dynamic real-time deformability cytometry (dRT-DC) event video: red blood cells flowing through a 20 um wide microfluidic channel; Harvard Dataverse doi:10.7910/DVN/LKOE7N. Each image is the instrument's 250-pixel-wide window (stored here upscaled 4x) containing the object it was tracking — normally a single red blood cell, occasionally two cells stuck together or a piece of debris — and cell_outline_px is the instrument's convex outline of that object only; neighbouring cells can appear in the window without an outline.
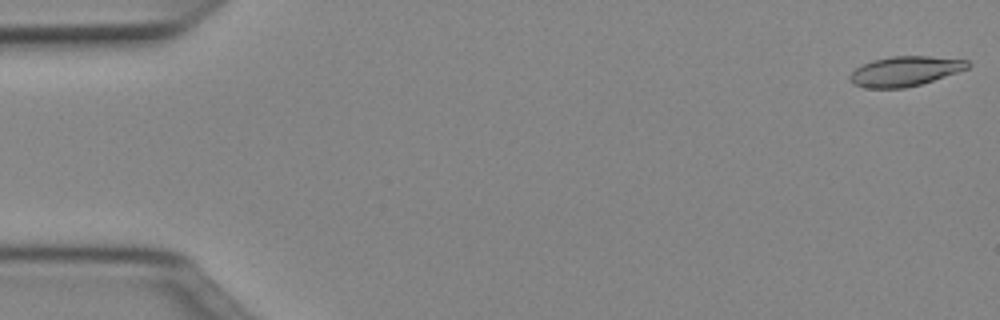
{"species": "Egyptian fruit bat (a non-hibernating species)", "species_latin": "Rousettus aegyptiacus", "temperature_condition": "cold", "stored_images_in_passage": 50, "camera_frame_rate_fps": 3000, "um_per_image_px": 0.085, "animal": {"sex": "female"}, "frame": {"image": 1, "passage_image": 1, "time_ms": 0.0, "image_size_px": [1000, 320], "cell_outline_px": [[972, 64], [968, 68], [920, 84], [904, 88], [868, 88], [852, 84], [848, 80], [848, 76], [856, 68], [872, 60], [892, 56], [928, 56], [968, 60]], "centroid_in_image_um": [76.89, 6.05], "position_along_channel_um": 8.1, "area_um2": 20.35}}
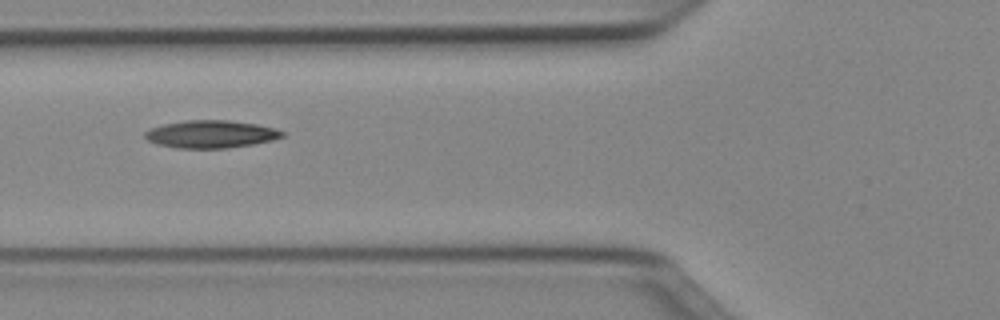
{"frame": {"image": 2, "passage_image": 19, "time_ms": 6.0, "image_size_px": [1000, 320], "cell_outline_px": [[284, 136], [272, 140], [252, 144], [228, 148], [176, 148], [156, 144], [148, 140], [144, 136], [144, 132], [148, 128], [164, 124], [184, 120], [228, 120], [256, 124], [276, 128], [284, 132]], "centroid_in_image_um": [17.89, 11.4], "position_along_channel_um": 107.9, "area_um2": 22.2}}
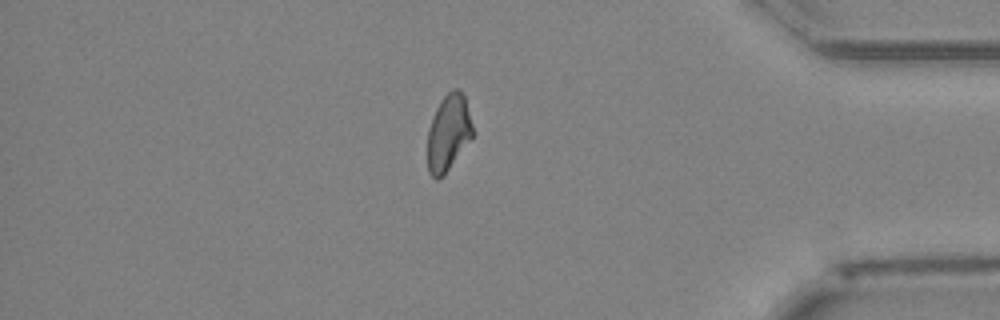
{"frame": {"image": 3, "passage_image": 43, "time_ms": 14.0, "image_size_px": [1000, 320], "cell_outline_px": [[472, 136], [444, 176], [436, 180], [428, 172], [428, 128], [436, 108], [440, 100], [448, 92], [456, 88], [460, 88], [464, 96], [472, 124]], "centroid_in_image_um": [38.09, 11.29], "position_along_channel_um": 397.1, "area_um2": 19.88}, "authors_computed_cell_mechanics": {"area_um2": 21.0103, "velocity_mm_per_s": 4.0096, "shape_relaxation_time_tau1_ms": 10.2109, "shape_relaxation_time_tau2_ms": 7.1345, "deformation_change_tau1": 0.2166, "deformation_change_tau2": 0.152}}